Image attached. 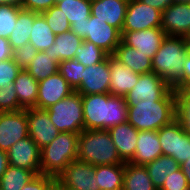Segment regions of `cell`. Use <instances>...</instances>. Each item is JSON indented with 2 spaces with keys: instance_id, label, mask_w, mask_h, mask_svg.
I'll return each mask as SVG.
<instances>
[{
  "instance_id": "d6a6232c",
  "label": "cell",
  "mask_w": 190,
  "mask_h": 190,
  "mask_svg": "<svg viewBox=\"0 0 190 190\" xmlns=\"http://www.w3.org/2000/svg\"><path fill=\"white\" fill-rule=\"evenodd\" d=\"M109 55L94 43L84 41L76 49L74 59L88 67L104 61Z\"/></svg>"
},
{
  "instance_id": "d4e9b609",
  "label": "cell",
  "mask_w": 190,
  "mask_h": 190,
  "mask_svg": "<svg viewBox=\"0 0 190 190\" xmlns=\"http://www.w3.org/2000/svg\"><path fill=\"white\" fill-rule=\"evenodd\" d=\"M122 190H158L145 165H137L131 162H124L123 189Z\"/></svg>"
},
{
  "instance_id": "f6af8a7d",
  "label": "cell",
  "mask_w": 190,
  "mask_h": 190,
  "mask_svg": "<svg viewBox=\"0 0 190 190\" xmlns=\"http://www.w3.org/2000/svg\"><path fill=\"white\" fill-rule=\"evenodd\" d=\"M55 4V0H24L22 9L42 13Z\"/></svg>"
},
{
  "instance_id": "9a60e30c",
  "label": "cell",
  "mask_w": 190,
  "mask_h": 190,
  "mask_svg": "<svg viewBox=\"0 0 190 190\" xmlns=\"http://www.w3.org/2000/svg\"><path fill=\"white\" fill-rule=\"evenodd\" d=\"M74 89L59 73H55L44 80L39 81L36 108L47 109L51 105L69 96Z\"/></svg>"
},
{
  "instance_id": "db71d44e",
  "label": "cell",
  "mask_w": 190,
  "mask_h": 190,
  "mask_svg": "<svg viewBox=\"0 0 190 190\" xmlns=\"http://www.w3.org/2000/svg\"><path fill=\"white\" fill-rule=\"evenodd\" d=\"M174 3H190V0H173Z\"/></svg>"
},
{
  "instance_id": "816d5d0a",
  "label": "cell",
  "mask_w": 190,
  "mask_h": 190,
  "mask_svg": "<svg viewBox=\"0 0 190 190\" xmlns=\"http://www.w3.org/2000/svg\"><path fill=\"white\" fill-rule=\"evenodd\" d=\"M24 0H0L1 5H12L19 8H22Z\"/></svg>"
},
{
  "instance_id": "11a10c76",
  "label": "cell",
  "mask_w": 190,
  "mask_h": 190,
  "mask_svg": "<svg viewBox=\"0 0 190 190\" xmlns=\"http://www.w3.org/2000/svg\"><path fill=\"white\" fill-rule=\"evenodd\" d=\"M186 39H187V42H188L189 45H190V32H189L188 36L186 37Z\"/></svg>"
},
{
  "instance_id": "2e32d148",
  "label": "cell",
  "mask_w": 190,
  "mask_h": 190,
  "mask_svg": "<svg viewBox=\"0 0 190 190\" xmlns=\"http://www.w3.org/2000/svg\"><path fill=\"white\" fill-rule=\"evenodd\" d=\"M121 42L125 45L133 47L138 52L146 54L149 58H153L166 33L162 28H151L139 31L121 32Z\"/></svg>"
},
{
  "instance_id": "277c9868",
  "label": "cell",
  "mask_w": 190,
  "mask_h": 190,
  "mask_svg": "<svg viewBox=\"0 0 190 190\" xmlns=\"http://www.w3.org/2000/svg\"><path fill=\"white\" fill-rule=\"evenodd\" d=\"M79 161L93 166L123 164L108 130H83L78 137Z\"/></svg>"
},
{
  "instance_id": "44dd1931",
  "label": "cell",
  "mask_w": 190,
  "mask_h": 190,
  "mask_svg": "<svg viewBox=\"0 0 190 190\" xmlns=\"http://www.w3.org/2000/svg\"><path fill=\"white\" fill-rule=\"evenodd\" d=\"M139 74L127 68L124 64L110 56V88L109 93L125 96L138 82Z\"/></svg>"
},
{
  "instance_id": "ffe728a7",
  "label": "cell",
  "mask_w": 190,
  "mask_h": 190,
  "mask_svg": "<svg viewBox=\"0 0 190 190\" xmlns=\"http://www.w3.org/2000/svg\"><path fill=\"white\" fill-rule=\"evenodd\" d=\"M136 144L135 154L129 161L133 164L145 165L163 155L158 131H139Z\"/></svg>"
},
{
  "instance_id": "9f6ffc18",
  "label": "cell",
  "mask_w": 190,
  "mask_h": 190,
  "mask_svg": "<svg viewBox=\"0 0 190 190\" xmlns=\"http://www.w3.org/2000/svg\"><path fill=\"white\" fill-rule=\"evenodd\" d=\"M61 1H63V0H55V4H56L57 2H61Z\"/></svg>"
},
{
  "instance_id": "5b68a950",
  "label": "cell",
  "mask_w": 190,
  "mask_h": 190,
  "mask_svg": "<svg viewBox=\"0 0 190 190\" xmlns=\"http://www.w3.org/2000/svg\"><path fill=\"white\" fill-rule=\"evenodd\" d=\"M78 133L60 132L41 149V174L57 177L72 161L77 159Z\"/></svg>"
},
{
  "instance_id": "d590c367",
  "label": "cell",
  "mask_w": 190,
  "mask_h": 190,
  "mask_svg": "<svg viewBox=\"0 0 190 190\" xmlns=\"http://www.w3.org/2000/svg\"><path fill=\"white\" fill-rule=\"evenodd\" d=\"M86 66L75 59L64 60L59 63L58 72L66 79L69 85L75 90L82 80L83 70Z\"/></svg>"
},
{
  "instance_id": "e0dca14e",
  "label": "cell",
  "mask_w": 190,
  "mask_h": 190,
  "mask_svg": "<svg viewBox=\"0 0 190 190\" xmlns=\"http://www.w3.org/2000/svg\"><path fill=\"white\" fill-rule=\"evenodd\" d=\"M161 28L167 36L187 37L190 32V3H173L161 17Z\"/></svg>"
},
{
  "instance_id": "f5cc1de1",
  "label": "cell",
  "mask_w": 190,
  "mask_h": 190,
  "mask_svg": "<svg viewBox=\"0 0 190 190\" xmlns=\"http://www.w3.org/2000/svg\"><path fill=\"white\" fill-rule=\"evenodd\" d=\"M63 185L55 178L46 188V190H63Z\"/></svg>"
},
{
  "instance_id": "52a82bcc",
  "label": "cell",
  "mask_w": 190,
  "mask_h": 190,
  "mask_svg": "<svg viewBox=\"0 0 190 190\" xmlns=\"http://www.w3.org/2000/svg\"><path fill=\"white\" fill-rule=\"evenodd\" d=\"M46 111L60 132L79 134L84 130L82 95L79 92H72Z\"/></svg>"
},
{
  "instance_id": "c3c4849f",
  "label": "cell",
  "mask_w": 190,
  "mask_h": 190,
  "mask_svg": "<svg viewBox=\"0 0 190 190\" xmlns=\"http://www.w3.org/2000/svg\"><path fill=\"white\" fill-rule=\"evenodd\" d=\"M183 88H190V53L188 54L183 65L182 89Z\"/></svg>"
},
{
  "instance_id": "6da1fadb",
  "label": "cell",
  "mask_w": 190,
  "mask_h": 190,
  "mask_svg": "<svg viewBox=\"0 0 190 190\" xmlns=\"http://www.w3.org/2000/svg\"><path fill=\"white\" fill-rule=\"evenodd\" d=\"M84 130H109L127 122L128 106L124 96L110 93L82 95Z\"/></svg>"
},
{
  "instance_id": "ba28073f",
  "label": "cell",
  "mask_w": 190,
  "mask_h": 190,
  "mask_svg": "<svg viewBox=\"0 0 190 190\" xmlns=\"http://www.w3.org/2000/svg\"><path fill=\"white\" fill-rule=\"evenodd\" d=\"M172 88L154 72L140 74L138 82L125 95L127 106L161 100Z\"/></svg>"
},
{
  "instance_id": "8992f818",
  "label": "cell",
  "mask_w": 190,
  "mask_h": 190,
  "mask_svg": "<svg viewBox=\"0 0 190 190\" xmlns=\"http://www.w3.org/2000/svg\"><path fill=\"white\" fill-rule=\"evenodd\" d=\"M70 30L84 41L94 43L109 56L113 55L121 42L122 33L119 29L92 15L85 22L72 23Z\"/></svg>"
},
{
  "instance_id": "ab89813d",
  "label": "cell",
  "mask_w": 190,
  "mask_h": 190,
  "mask_svg": "<svg viewBox=\"0 0 190 190\" xmlns=\"http://www.w3.org/2000/svg\"><path fill=\"white\" fill-rule=\"evenodd\" d=\"M190 157V135L186 133L177 120V145L175 160L181 165Z\"/></svg>"
},
{
  "instance_id": "bcb514c9",
  "label": "cell",
  "mask_w": 190,
  "mask_h": 190,
  "mask_svg": "<svg viewBox=\"0 0 190 190\" xmlns=\"http://www.w3.org/2000/svg\"><path fill=\"white\" fill-rule=\"evenodd\" d=\"M10 58H13V49L8 39L0 37V61H5Z\"/></svg>"
},
{
  "instance_id": "f1b7e54d",
  "label": "cell",
  "mask_w": 190,
  "mask_h": 190,
  "mask_svg": "<svg viewBox=\"0 0 190 190\" xmlns=\"http://www.w3.org/2000/svg\"><path fill=\"white\" fill-rule=\"evenodd\" d=\"M55 34L41 13L35 15L29 42L38 50H47L55 41Z\"/></svg>"
},
{
  "instance_id": "8fae6325",
  "label": "cell",
  "mask_w": 190,
  "mask_h": 190,
  "mask_svg": "<svg viewBox=\"0 0 190 190\" xmlns=\"http://www.w3.org/2000/svg\"><path fill=\"white\" fill-rule=\"evenodd\" d=\"M28 136L27 109L0 112V150L7 151L18 140Z\"/></svg>"
},
{
  "instance_id": "4dcf8cb0",
  "label": "cell",
  "mask_w": 190,
  "mask_h": 190,
  "mask_svg": "<svg viewBox=\"0 0 190 190\" xmlns=\"http://www.w3.org/2000/svg\"><path fill=\"white\" fill-rule=\"evenodd\" d=\"M56 6L61 9L70 24L85 22V19L91 16L90 0H63L57 2Z\"/></svg>"
},
{
  "instance_id": "ee69618b",
  "label": "cell",
  "mask_w": 190,
  "mask_h": 190,
  "mask_svg": "<svg viewBox=\"0 0 190 190\" xmlns=\"http://www.w3.org/2000/svg\"><path fill=\"white\" fill-rule=\"evenodd\" d=\"M55 179L51 175H35L21 190H46L48 185Z\"/></svg>"
},
{
  "instance_id": "83f0119b",
  "label": "cell",
  "mask_w": 190,
  "mask_h": 190,
  "mask_svg": "<svg viewBox=\"0 0 190 190\" xmlns=\"http://www.w3.org/2000/svg\"><path fill=\"white\" fill-rule=\"evenodd\" d=\"M36 14V12L24 9L19 11L15 27L8 37V41L13 50L29 42Z\"/></svg>"
},
{
  "instance_id": "f907efd6",
  "label": "cell",
  "mask_w": 190,
  "mask_h": 190,
  "mask_svg": "<svg viewBox=\"0 0 190 190\" xmlns=\"http://www.w3.org/2000/svg\"><path fill=\"white\" fill-rule=\"evenodd\" d=\"M180 169L187 179V183L190 187V157L186 159L181 165Z\"/></svg>"
},
{
  "instance_id": "484cf974",
  "label": "cell",
  "mask_w": 190,
  "mask_h": 190,
  "mask_svg": "<svg viewBox=\"0 0 190 190\" xmlns=\"http://www.w3.org/2000/svg\"><path fill=\"white\" fill-rule=\"evenodd\" d=\"M145 168L154 186L159 190L174 171L180 169V164L170 156L161 155L154 161L145 164Z\"/></svg>"
},
{
  "instance_id": "9c48e42d",
  "label": "cell",
  "mask_w": 190,
  "mask_h": 190,
  "mask_svg": "<svg viewBox=\"0 0 190 190\" xmlns=\"http://www.w3.org/2000/svg\"><path fill=\"white\" fill-rule=\"evenodd\" d=\"M56 179L67 190H100L94 166L78 159L72 161Z\"/></svg>"
},
{
  "instance_id": "4fadbf2b",
  "label": "cell",
  "mask_w": 190,
  "mask_h": 190,
  "mask_svg": "<svg viewBox=\"0 0 190 190\" xmlns=\"http://www.w3.org/2000/svg\"><path fill=\"white\" fill-rule=\"evenodd\" d=\"M110 56L104 61L90 65L83 70L80 85L74 90L81 95L109 93Z\"/></svg>"
},
{
  "instance_id": "7402d4cb",
  "label": "cell",
  "mask_w": 190,
  "mask_h": 190,
  "mask_svg": "<svg viewBox=\"0 0 190 190\" xmlns=\"http://www.w3.org/2000/svg\"><path fill=\"white\" fill-rule=\"evenodd\" d=\"M82 42L83 39L70 30L56 35L54 43L45 52L49 58L60 63L64 60L74 59L76 49Z\"/></svg>"
},
{
  "instance_id": "ac0fdd59",
  "label": "cell",
  "mask_w": 190,
  "mask_h": 190,
  "mask_svg": "<svg viewBox=\"0 0 190 190\" xmlns=\"http://www.w3.org/2000/svg\"><path fill=\"white\" fill-rule=\"evenodd\" d=\"M128 2L129 0H93L91 15L122 32Z\"/></svg>"
},
{
  "instance_id": "cb8c5ba5",
  "label": "cell",
  "mask_w": 190,
  "mask_h": 190,
  "mask_svg": "<svg viewBox=\"0 0 190 190\" xmlns=\"http://www.w3.org/2000/svg\"><path fill=\"white\" fill-rule=\"evenodd\" d=\"M13 84L19 105L23 109L36 108L39 82L25 69H21Z\"/></svg>"
},
{
  "instance_id": "74e56055",
  "label": "cell",
  "mask_w": 190,
  "mask_h": 190,
  "mask_svg": "<svg viewBox=\"0 0 190 190\" xmlns=\"http://www.w3.org/2000/svg\"><path fill=\"white\" fill-rule=\"evenodd\" d=\"M21 9L12 5L0 6V37L8 39L15 27Z\"/></svg>"
},
{
  "instance_id": "3957f363",
  "label": "cell",
  "mask_w": 190,
  "mask_h": 190,
  "mask_svg": "<svg viewBox=\"0 0 190 190\" xmlns=\"http://www.w3.org/2000/svg\"><path fill=\"white\" fill-rule=\"evenodd\" d=\"M174 119H176V95L173 88L161 100L128 106L127 122L138 131H158Z\"/></svg>"
},
{
  "instance_id": "f35d334b",
  "label": "cell",
  "mask_w": 190,
  "mask_h": 190,
  "mask_svg": "<svg viewBox=\"0 0 190 190\" xmlns=\"http://www.w3.org/2000/svg\"><path fill=\"white\" fill-rule=\"evenodd\" d=\"M22 109L14 84L0 85V112H14Z\"/></svg>"
},
{
  "instance_id": "5bb4252c",
  "label": "cell",
  "mask_w": 190,
  "mask_h": 190,
  "mask_svg": "<svg viewBox=\"0 0 190 190\" xmlns=\"http://www.w3.org/2000/svg\"><path fill=\"white\" fill-rule=\"evenodd\" d=\"M27 119L29 136L40 149L49 145L60 133L45 109L28 108Z\"/></svg>"
},
{
  "instance_id": "60d3db41",
  "label": "cell",
  "mask_w": 190,
  "mask_h": 190,
  "mask_svg": "<svg viewBox=\"0 0 190 190\" xmlns=\"http://www.w3.org/2000/svg\"><path fill=\"white\" fill-rule=\"evenodd\" d=\"M20 71L21 68L12 58L0 61V85L14 83V80L17 78Z\"/></svg>"
},
{
  "instance_id": "b9f144b4",
  "label": "cell",
  "mask_w": 190,
  "mask_h": 190,
  "mask_svg": "<svg viewBox=\"0 0 190 190\" xmlns=\"http://www.w3.org/2000/svg\"><path fill=\"white\" fill-rule=\"evenodd\" d=\"M38 50L30 43L13 50V60L21 69H25L30 61L35 58Z\"/></svg>"
},
{
  "instance_id": "1f68e13d",
  "label": "cell",
  "mask_w": 190,
  "mask_h": 190,
  "mask_svg": "<svg viewBox=\"0 0 190 190\" xmlns=\"http://www.w3.org/2000/svg\"><path fill=\"white\" fill-rule=\"evenodd\" d=\"M35 175L28 169L9 165L0 178V190H21Z\"/></svg>"
},
{
  "instance_id": "8d00e7d4",
  "label": "cell",
  "mask_w": 190,
  "mask_h": 190,
  "mask_svg": "<svg viewBox=\"0 0 190 190\" xmlns=\"http://www.w3.org/2000/svg\"><path fill=\"white\" fill-rule=\"evenodd\" d=\"M41 14L44 16L47 24L55 35H60L64 32L70 31L71 24L58 6L53 5Z\"/></svg>"
},
{
  "instance_id": "836d02e7",
  "label": "cell",
  "mask_w": 190,
  "mask_h": 190,
  "mask_svg": "<svg viewBox=\"0 0 190 190\" xmlns=\"http://www.w3.org/2000/svg\"><path fill=\"white\" fill-rule=\"evenodd\" d=\"M176 95V119L182 129L190 135V88L175 90Z\"/></svg>"
},
{
  "instance_id": "f546056e",
  "label": "cell",
  "mask_w": 190,
  "mask_h": 190,
  "mask_svg": "<svg viewBox=\"0 0 190 190\" xmlns=\"http://www.w3.org/2000/svg\"><path fill=\"white\" fill-rule=\"evenodd\" d=\"M59 63L48 57L45 51H38L25 70L38 82L58 72Z\"/></svg>"
},
{
  "instance_id": "e575fe53",
  "label": "cell",
  "mask_w": 190,
  "mask_h": 190,
  "mask_svg": "<svg viewBox=\"0 0 190 190\" xmlns=\"http://www.w3.org/2000/svg\"><path fill=\"white\" fill-rule=\"evenodd\" d=\"M158 137L164 156H170L175 159L177 145V119L170 124L164 125L158 130Z\"/></svg>"
},
{
  "instance_id": "681fc988",
  "label": "cell",
  "mask_w": 190,
  "mask_h": 190,
  "mask_svg": "<svg viewBox=\"0 0 190 190\" xmlns=\"http://www.w3.org/2000/svg\"><path fill=\"white\" fill-rule=\"evenodd\" d=\"M8 167L9 160L7 157V152L4 150H0V178L3 176Z\"/></svg>"
},
{
  "instance_id": "4316f807",
  "label": "cell",
  "mask_w": 190,
  "mask_h": 190,
  "mask_svg": "<svg viewBox=\"0 0 190 190\" xmlns=\"http://www.w3.org/2000/svg\"><path fill=\"white\" fill-rule=\"evenodd\" d=\"M97 186L100 190H122L124 163L94 166Z\"/></svg>"
},
{
  "instance_id": "d6986e66",
  "label": "cell",
  "mask_w": 190,
  "mask_h": 190,
  "mask_svg": "<svg viewBox=\"0 0 190 190\" xmlns=\"http://www.w3.org/2000/svg\"><path fill=\"white\" fill-rule=\"evenodd\" d=\"M109 133L123 162H129L136 150L138 130L128 122L110 128Z\"/></svg>"
},
{
  "instance_id": "603a6c76",
  "label": "cell",
  "mask_w": 190,
  "mask_h": 190,
  "mask_svg": "<svg viewBox=\"0 0 190 190\" xmlns=\"http://www.w3.org/2000/svg\"><path fill=\"white\" fill-rule=\"evenodd\" d=\"M112 56L139 75L152 72V59L122 42Z\"/></svg>"
},
{
  "instance_id": "7c38bea8",
  "label": "cell",
  "mask_w": 190,
  "mask_h": 190,
  "mask_svg": "<svg viewBox=\"0 0 190 190\" xmlns=\"http://www.w3.org/2000/svg\"><path fill=\"white\" fill-rule=\"evenodd\" d=\"M6 152L9 165L41 174V149L30 136L18 140Z\"/></svg>"
},
{
  "instance_id": "7dc6e473",
  "label": "cell",
  "mask_w": 190,
  "mask_h": 190,
  "mask_svg": "<svg viewBox=\"0 0 190 190\" xmlns=\"http://www.w3.org/2000/svg\"><path fill=\"white\" fill-rule=\"evenodd\" d=\"M139 1L153 8H156L161 12H163L168 6L174 3L173 0H139Z\"/></svg>"
},
{
  "instance_id": "7a4b0ae2",
  "label": "cell",
  "mask_w": 190,
  "mask_h": 190,
  "mask_svg": "<svg viewBox=\"0 0 190 190\" xmlns=\"http://www.w3.org/2000/svg\"><path fill=\"white\" fill-rule=\"evenodd\" d=\"M190 53L185 37L167 36L152 58V72L163 79L171 88L182 89V72Z\"/></svg>"
},
{
  "instance_id": "7bdbcfd3",
  "label": "cell",
  "mask_w": 190,
  "mask_h": 190,
  "mask_svg": "<svg viewBox=\"0 0 190 190\" xmlns=\"http://www.w3.org/2000/svg\"><path fill=\"white\" fill-rule=\"evenodd\" d=\"M189 185L181 169L174 171L159 190H185Z\"/></svg>"
},
{
  "instance_id": "30bf717a",
  "label": "cell",
  "mask_w": 190,
  "mask_h": 190,
  "mask_svg": "<svg viewBox=\"0 0 190 190\" xmlns=\"http://www.w3.org/2000/svg\"><path fill=\"white\" fill-rule=\"evenodd\" d=\"M162 12L139 0H129L122 32L161 28Z\"/></svg>"
}]
</instances>
